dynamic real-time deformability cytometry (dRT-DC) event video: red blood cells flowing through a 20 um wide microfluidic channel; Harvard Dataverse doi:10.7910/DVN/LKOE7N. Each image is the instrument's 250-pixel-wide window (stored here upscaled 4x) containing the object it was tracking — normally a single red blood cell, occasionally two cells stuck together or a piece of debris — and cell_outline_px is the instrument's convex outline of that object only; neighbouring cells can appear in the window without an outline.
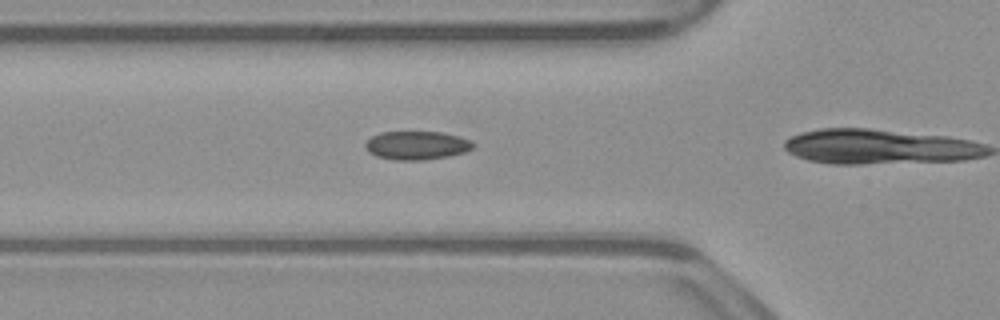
{"species": "common noctule bat (a hibernating species)", "species_latin": "Nyctalus noctula", "temperature_condition": "warm", "stored_images_in_passage": 16, "camera_frame_rate_fps": 3000, "um_per_image_px": 0.085, "animal": {"sex": "male", "body_mass_g": 23.1, "forearm_length_mm": 52.7}, "frame": {"image": 1, "passage_image": 5, "time_ms": 1.333, "image_size_px": [1000, 320], "cell_outline_px": [[476, 144], [472, 148], [464, 152], [448, 156], [424, 160], [396, 160], [376, 156], [368, 152], [364, 148], [364, 144], [372, 136], [380, 132], [440, 132], [460, 136], [472, 140]], "centroid_in_image_um": [35.42, 12.35], "position_along_channel_um": 90.4, "area_um2": 18.03}}
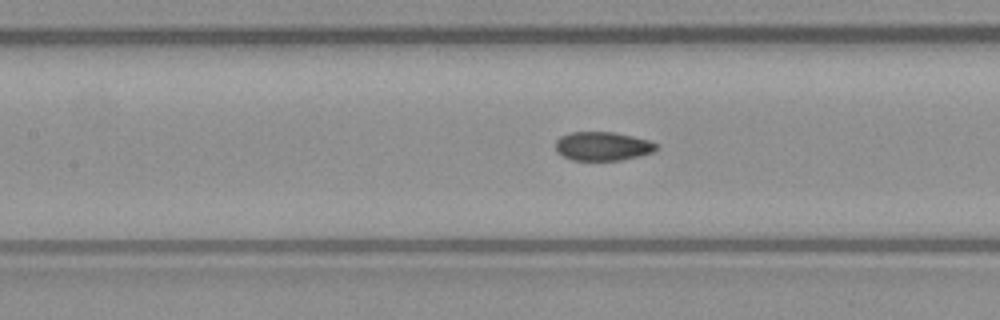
{"frame": {"image": 2, "passage_image": 10, "time_ms": 3.0, "image_size_px": [1000, 320], "cell_outline_px": [[656, 148], [652, 152], [640, 156], [620, 160], [572, 160], [556, 152], [556, 140], [560, 136], [572, 132], [612, 132], [632, 136], [648, 140], [656, 144]], "centroid_in_image_um": [51.19, 12.43], "position_along_channel_um": 156.2, "area_um2": 16.76}}
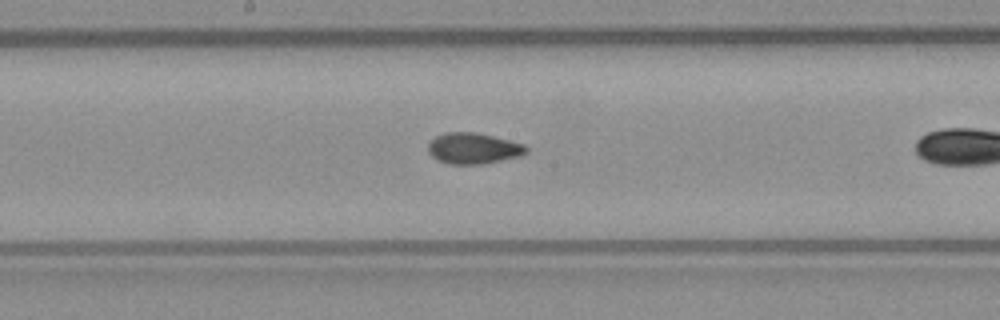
{"frame": {"image": 3, "passage_image": 14, "time_ms": 4.333, "image_size_px": [1000, 320], "cell_outline_px": [[528, 152], [520, 156], [484, 164], [448, 164], [436, 160], [428, 152], [428, 144], [436, 136], [444, 132], [476, 132], [524, 144], [528, 148]], "centroid_in_image_um": [40.22, 12.62], "position_along_channel_um": 208.0, "area_um2": 17.8}}